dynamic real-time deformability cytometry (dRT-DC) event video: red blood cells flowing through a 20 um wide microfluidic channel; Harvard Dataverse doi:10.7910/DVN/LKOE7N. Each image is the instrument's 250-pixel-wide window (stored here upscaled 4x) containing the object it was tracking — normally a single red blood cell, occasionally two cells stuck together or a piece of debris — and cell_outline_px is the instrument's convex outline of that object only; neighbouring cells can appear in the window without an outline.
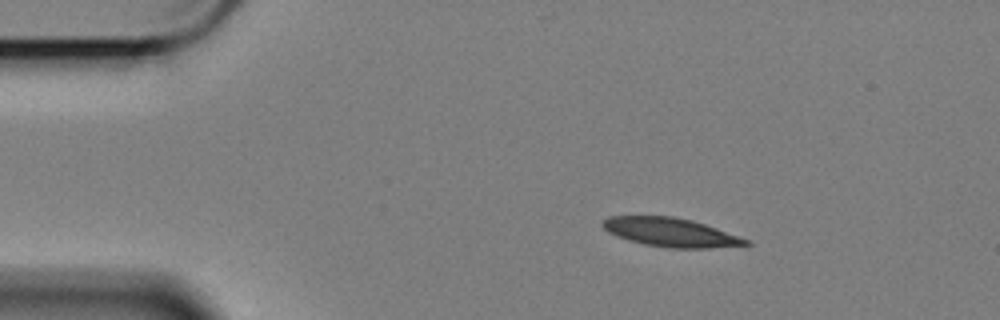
{"species": "Egyptian fruit bat (a non-hibernating species)", "species_latin": "Rousettus aegyptiacus", "temperature_condition": "cold", "stored_images_in_passage": 50, "camera_frame_rate_fps": 3000, "um_per_image_px": 0.085, "animal": {"sex": "female"}, "frame": {"image": 1, "passage_image": 1, "time_ms": 0.0, "image_size_px": [1000, 320], "cell_outline_px": [[752, 244], [708, 248], [668, 248], [644, 244], [628, 240], [616, 236], [608, 232], [600, 224], [608, 216], [672, 216], [692, 220], [716, 228], [748, 240]], "centroid_in_image_um": [56.95, 19.74], "position_along_channel_um": 28.1, "area_um2": 23.81}}
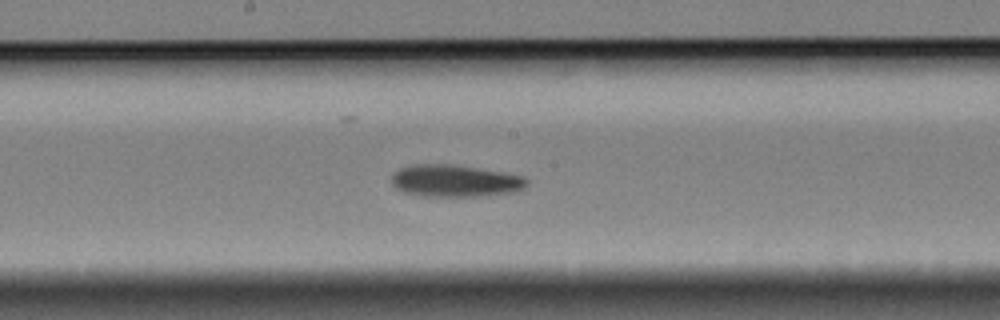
{"frame": {"image": 2, "passage_image": 22, "time_ms": 7.0, "image_size_px": [1000, 320], "cell_outline_px": [[528, 184], [524, 188], [508, 192], [484, 196], [420, 196], [404, 192], [396, 188], [392, 184], [392, 176], [400, 168], [416, 164], [448, 164], [504, 172], [524, 176], [528, 180]], "centroid_in_image_um": [38.68, 15.37], "position_along_channel_um": 209.5, "area_um2": 25.09}}
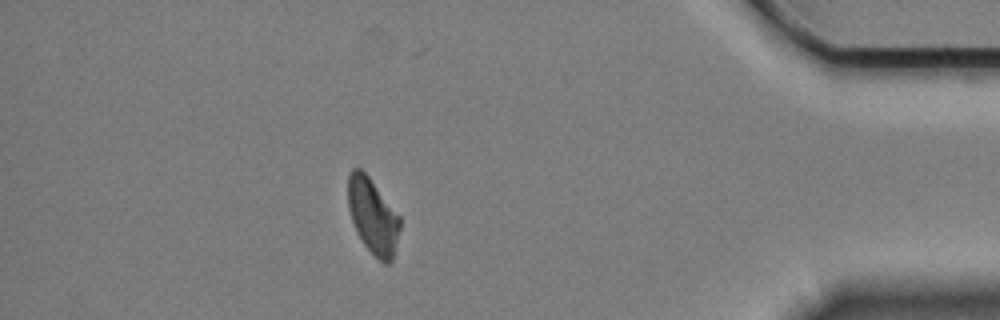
{"frame": {"image": 3, "passage_image": 43, "time_ms": 14.0, "image_size_px": [1000, 320], "cell_outline_px": [[400, 228], [392, 260], [388, 264], [384, 264], [364, 244], [356, 232], [348, 208], [348, 176], [352, 168], [360, 168], [368, 176], [400, 216]], "centroid_in_image_um": [31.68, 18.36], "position_along_channel_um": 403.5, "area_um2": 22.54}, "authors_computed_cell_mechanics": {"area_um2": 24.3627, "velocity_mm_per_s": 3.3843, "shape_relaxation_time_tau1_ms": 4.9109, "shape_relaxation_time_tau2_ms": null, "deformation_change_tau1": 0.1396, "deformation_change_tau2": null}}